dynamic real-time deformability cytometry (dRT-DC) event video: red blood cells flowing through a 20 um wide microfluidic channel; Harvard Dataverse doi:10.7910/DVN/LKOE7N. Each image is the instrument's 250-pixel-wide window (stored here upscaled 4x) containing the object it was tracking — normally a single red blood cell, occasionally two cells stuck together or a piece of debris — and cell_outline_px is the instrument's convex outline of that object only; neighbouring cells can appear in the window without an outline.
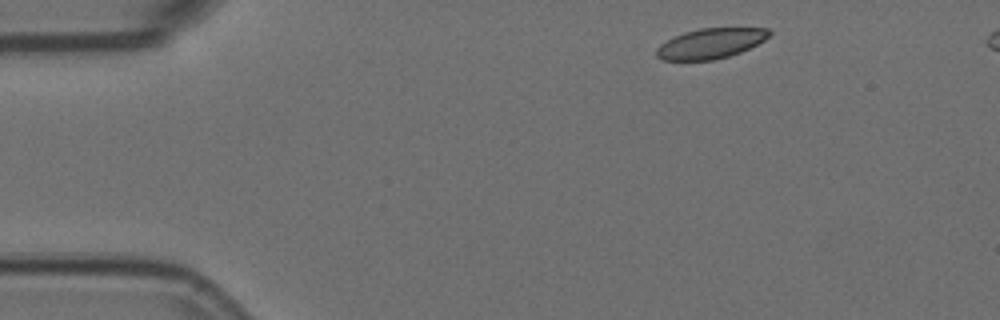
{"species": "Egyptian fruit bat (a non-hibernating species)", "species_latin": "Rousettus aegyptiacus", "temperature_condition": "room temperature", "stored_images_in_passage": 4, "camera_frame_rate_fps": 3000, "um_per_image_px": 0.085, "animal": {"sex": "female"}, "frame": {"image": 1, "passage_image": 1, "time_ms": 0.0, "image_size_px": [1000, 320], "cell_outline_px": [[772, 32], [764, 40], [740, 52], [728, 56], [712, 60], [664, 60], [656, 56], [656, 48], [660, 44], [684, 32], [700, 28], [768, 28]], "centroid_in_image_um": [60.39, 3.69], "position_along_channel_um": 24.6, "area_um2": 19.59}}